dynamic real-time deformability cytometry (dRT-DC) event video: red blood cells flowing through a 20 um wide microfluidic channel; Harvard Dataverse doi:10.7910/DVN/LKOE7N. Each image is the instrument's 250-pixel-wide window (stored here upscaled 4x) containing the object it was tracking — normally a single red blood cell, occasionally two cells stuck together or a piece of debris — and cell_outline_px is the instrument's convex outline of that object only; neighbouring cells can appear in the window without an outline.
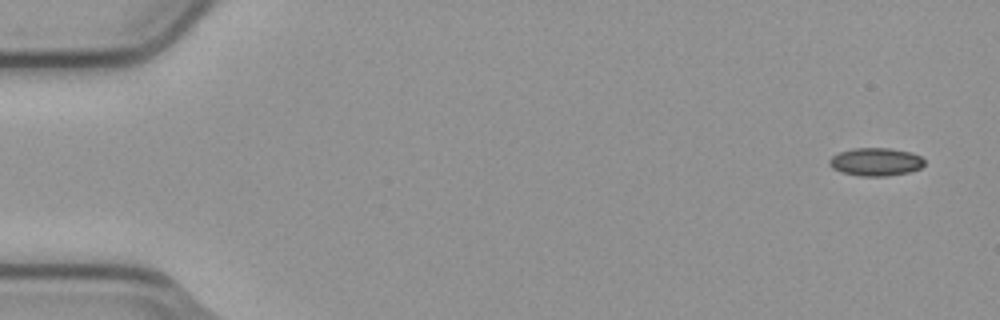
{"species": "common noctule bat (a hibernating species)", "species_latin": "Nyctalus noctula", "temperature_condition": "cold", "stored_images_in_passage": 5, "camera_frame_rate_fps": 3000, "um_per_image_px": 0.085, "animal": {"sex": "male", "body_mass_g": 23.1, "forearm_length_mm": 52.7}, "frame": {"image": 1, "passage_image": 1, "time_ms": 0.0, "image_size_px": [1000, 320], "cell_outline_px": [[924, 164], [920, 168], [908, 172], [888, 176], [860, 176], [840, 172], [832, 168], [828, 164], [828, 160], [832, 156], [840, 152], [852, 148], [888, 148], [912, 152], [920, 156], [924, 160]], "centroid_in_image_um": [74.41, 13.76], "position_along_channel_um": 10.6, "area_um2": 15.61}}
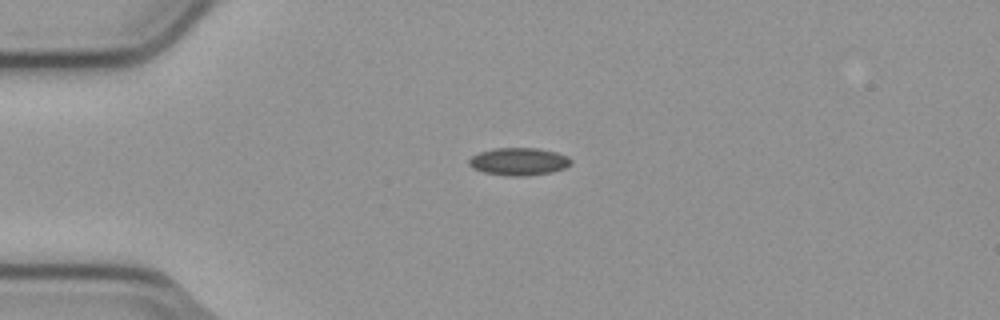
{"frame": {"image": 2, "passage_image": 4, "time_ms": 1.0, "image_size_px": [1000, 320], "cell_outline_px": [[572, 164], [564, 168], [552, 172], [524, 176], [504, 176], [484, 172], [472, 168], [468, 164], [468, 160], [472, 156], [480, 152], [496, 148], [536, 148], [556, 152], [568, 156], [572, 160]], "centroid_in_image_um": [44.1, 13.74], "position_along_channel_um": 40.9, "area_um2": 16.47}}